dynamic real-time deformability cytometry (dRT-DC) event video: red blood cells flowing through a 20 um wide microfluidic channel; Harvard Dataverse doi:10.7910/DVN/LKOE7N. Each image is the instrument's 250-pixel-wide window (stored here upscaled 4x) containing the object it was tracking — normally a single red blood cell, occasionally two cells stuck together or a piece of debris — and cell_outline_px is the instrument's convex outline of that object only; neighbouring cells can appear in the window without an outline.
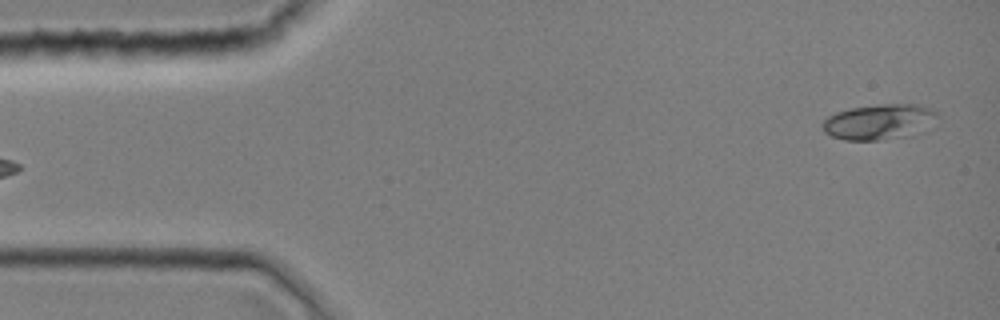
{"species": "common noctule bat (a hibernating species)", "species_latin": "Nyctalus noctula", "temperature_condition": "room temperature", "stored_images_in_passage": 7, "camera_frame_rate_fps": 3000, "um_per_image_px": 0.085, "animal": {"sex": "female", "body_mass_g": 19.0, "forearm_length_mm": 51.5}, "frame": {"image": 1, "passage_image": 2, "time_ms": 0.333, "image_size_px": [1000, 320], "cell_outline_px": [[940, 128], [928, 132], [912, 136], [884, 140], [844, 140], [832, 136], [824, 132], [820, 124], [828, 116], [836, 112], [852, 108], [880, 104], [916, 104], [932, 108], [940, 116]], "centroid_in_image_um": [74.93, 10.38], "position_along_channel_um": 10.1, "area_um2": 25.09}}